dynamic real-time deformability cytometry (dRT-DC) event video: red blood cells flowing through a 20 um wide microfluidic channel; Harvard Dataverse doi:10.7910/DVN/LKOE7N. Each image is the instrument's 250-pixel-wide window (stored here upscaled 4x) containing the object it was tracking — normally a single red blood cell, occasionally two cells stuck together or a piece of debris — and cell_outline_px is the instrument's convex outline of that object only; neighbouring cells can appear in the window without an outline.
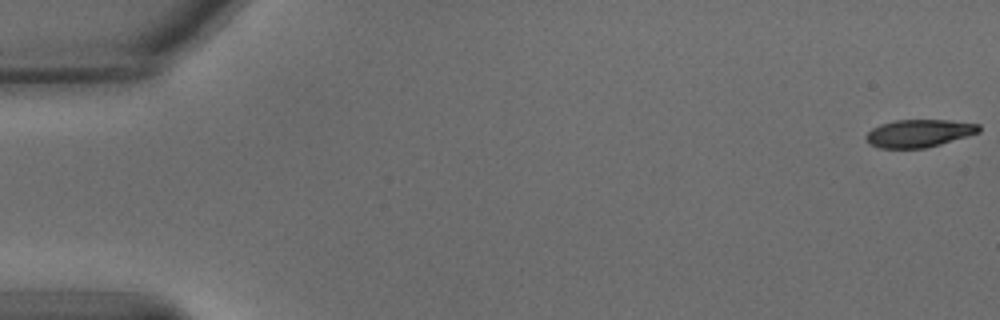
{"species": "common noctule bat (a hibernating species)", "species_latin": "Nyctalus noctula", "temperature_condition": "warm", "stored_images_in_passage": 56, "camera_frame_rate_fps": 3000, "um_per_image_px": 0.085, "animal": {"sex": "male", "body_mass_g": 15.6}, "frame": {"image": 1, "passage_image": 1, "time_ms": 0.0, "image_size_px": [1000, 320], "cell_outline_px": [[980, 132], [968, 136], [940, 144], [924, 148], [880, 148], [868, 144], [864, 136], [872, 128], [880, 124], [896, 120], [948, 120], [980, 124]], "centroid_in_image_um": [78.09, 11.33], "position_along_channel_um": 6.9, "area_um2": 18.26}}
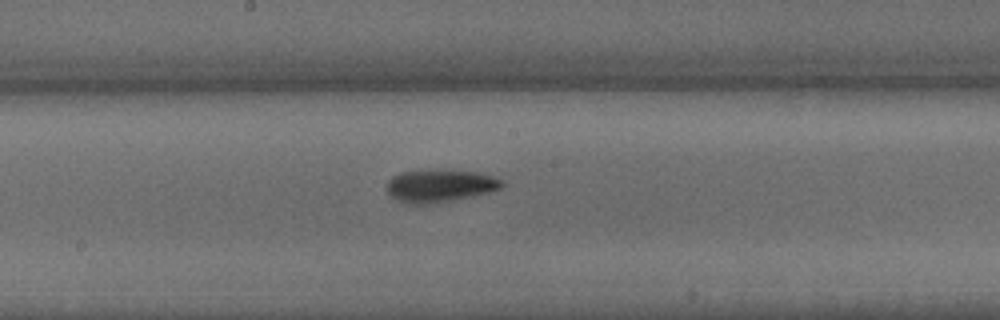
{"frame": {"image": 2, "passage_image": 30, "time_ms": 9.667, "image_size_px": [1000, 320], "cell_outline_px": [[504, 184], [500, 188], [488, 192], [472, 196], [428, 204], [408, 204], [392, 196], [388, 192], [388, 180], [392, 176], [400, 172], [480, 172], [504, 180]], "centroid_in_image_um": [37.41, 15.82], "position_along_channel_um": 210.8, "area_um2": 20.92}}
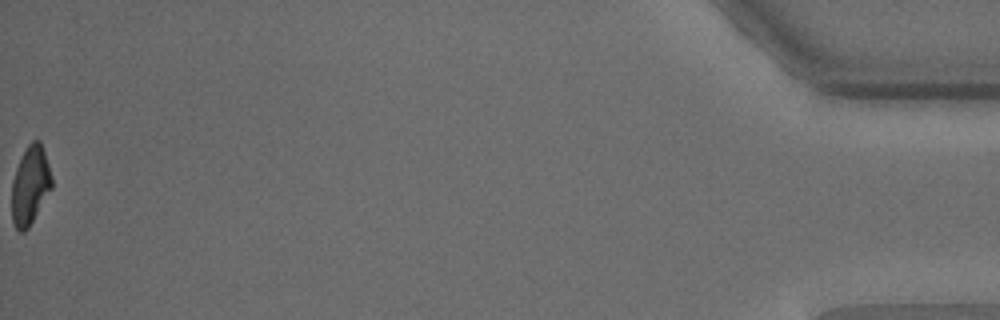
{"frame": {"image": 3, "passage_image": 56, "time_ms": 18.333, "image_size_px": [1000, 320], "cell_outline_px": [[52, 188], [28, 228], [24, 232], [20, 232], [12, 224], [12, 180], [16, 168], [24, 148], [32, 140], [40, 140], [52, 176]], "centroid_in_image_um": [2.56, 15.75], "position_along_channel_um": 432.6, "area_um2": 18.32}, "authors_computed_cell_mechanics": {"area_um2": 19.8543, "velocity_mm_per_s": 3.6944, "shape_relaxation_time_tau1_ms": 3.2942, "shape_relaxation_time_tau2_ms": 7.514, "deformation_change_tau1": 0.1633, "deformation_change_tau2": 0.1754}}